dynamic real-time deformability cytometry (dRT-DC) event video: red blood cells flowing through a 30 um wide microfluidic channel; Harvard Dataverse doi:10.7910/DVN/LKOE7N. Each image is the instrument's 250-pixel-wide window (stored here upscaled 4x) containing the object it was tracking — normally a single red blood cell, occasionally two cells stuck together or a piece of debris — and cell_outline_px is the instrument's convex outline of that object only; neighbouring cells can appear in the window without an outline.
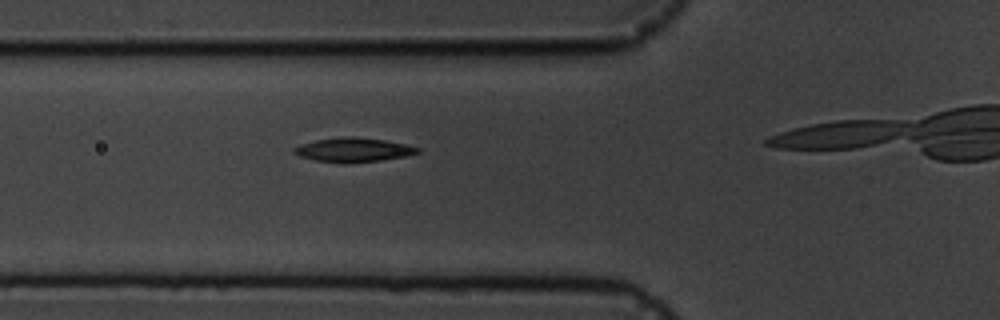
{"species": "common noctule bat (a hibernating species)", "species_latin": "Nyctalus noctula", "temperature_condition": "cold", "stored_images_in_passage": 5, "camera_frame_rate_fps": 3000, "um_per_image_px": 0.085, "animal": {"sex": "male", "body_mass_g": 19.5, "forearm_length_mm": 54.6}, "frame": {"image": 1, "passage_image": 4, "time_ms": 4.333, "image_size_px": [1000, 320], "cell_outline_px": [[420, 152], [404, 156], [380, 160], [316, 160], [300, 156], [292, 152], [292, 148], [300, 144], [316, 140], [344, 136], [352, 136], [384, 140], [404, 144], [420, 148]], "centroid_in_image_um": [30.02, 12.68], "position_along_channel_um": 95.8, "area_um2": 16.42}}